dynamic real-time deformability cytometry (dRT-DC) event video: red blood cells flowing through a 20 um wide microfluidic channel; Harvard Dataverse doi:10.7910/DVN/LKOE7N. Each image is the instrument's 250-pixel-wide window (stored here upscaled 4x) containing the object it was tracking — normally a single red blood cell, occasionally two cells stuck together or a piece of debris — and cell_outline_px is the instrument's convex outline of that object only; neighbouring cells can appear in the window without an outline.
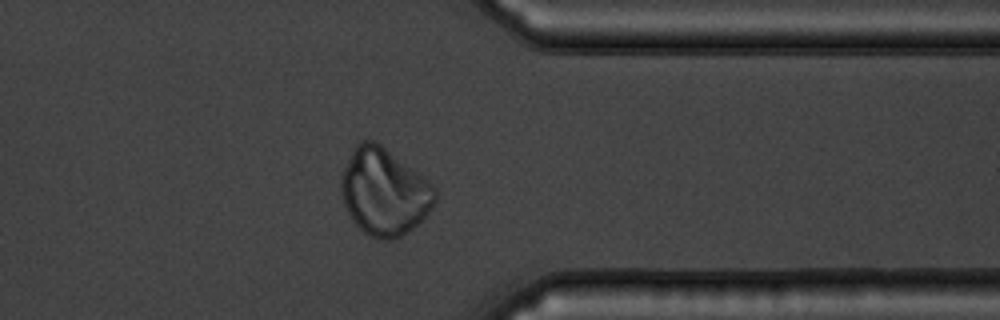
{"species": "common noctule bat (a hibernating species)", "species_latin": "Nyctalus noctula", "temperature_condition": "warm", "stored_images_in_passage": 48, "camera_frame_rate_fps": 3000, "um_per_image_px": 0.085, "animal": {"sex": "male", "body_mass_g": 19.5, "forearm_length_mm": 54.6}, "frame": {"image": 1, "passage_image": 37, "time_ms": 12.0, "image_size_px": [1000, 320], "cell_outline_px": [[436, 200], [432, 208], [408, 232], [392, 240], [380, 240], [364, 232], [352, 220], [344, 204], [340, 192], [340, 176], [352, 148], [360, 140], [372, 140], [380, 144], [428, 180], [436, 188]], "centroid_in_image_um": [32.62, 16.3], "position_along_channel_um": 378.8, "area_um2": 47.45}}